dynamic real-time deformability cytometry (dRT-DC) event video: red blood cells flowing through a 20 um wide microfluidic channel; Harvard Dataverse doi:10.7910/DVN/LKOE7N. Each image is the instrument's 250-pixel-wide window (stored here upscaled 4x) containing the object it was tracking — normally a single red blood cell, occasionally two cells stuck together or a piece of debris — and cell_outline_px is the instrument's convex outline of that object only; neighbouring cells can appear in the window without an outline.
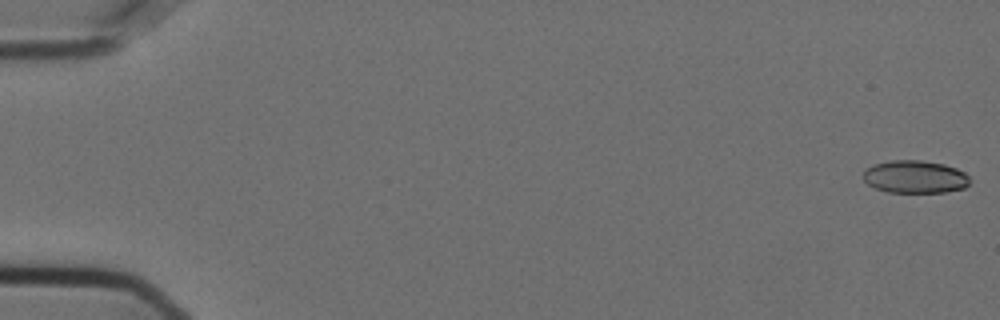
{"species": "Egyptian fruit bat (a non-hibernating species)", "species_latin": "Rousettus aegyptiacus", "temperature_condition": "cold", "stored_images_in_passage": 14, "camera_frame_rate_fps": 3000, "um_per_image_px": 0.085, "animal": {"sex": "female"}, "frame": {"image": 1, "passage_image": 1, "time_ms": 0.0, "image_size_px": [1000, 320], "cell_outline_px": [[968, 184], [964, 188], [944, 192], [888, 192], [876, 188], [868, 184], [864, 180], [864, 168], [872, 164], [888, 160], [920, 160], [944, 164], [956, 168], [964, 172], [968, 176]], "centroid_in_image_um": [77.74, 15.01], "position_along_channel_um": 7.3, "area_um2": 20.35}}